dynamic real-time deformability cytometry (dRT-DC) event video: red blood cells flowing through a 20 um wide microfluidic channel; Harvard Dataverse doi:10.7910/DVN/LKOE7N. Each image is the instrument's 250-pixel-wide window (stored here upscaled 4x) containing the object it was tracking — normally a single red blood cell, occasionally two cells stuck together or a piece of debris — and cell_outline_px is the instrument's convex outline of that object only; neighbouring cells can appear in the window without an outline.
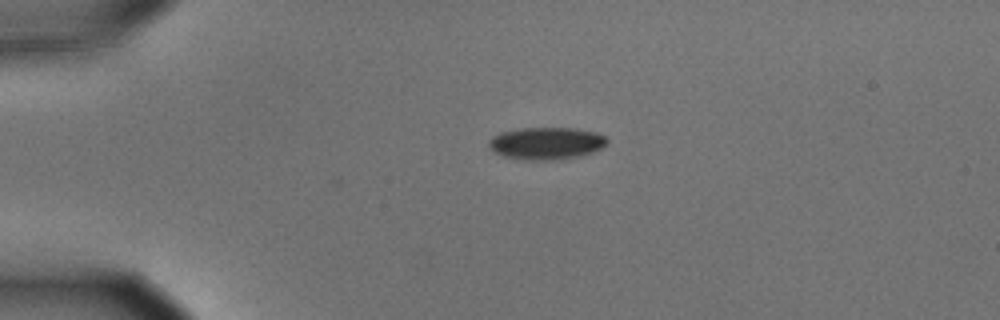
{"species": "common noctule bat (a hibernating species)", "species_latin": "Nyctalus noctula", "temperature_condition": "cold", "stored_images_in_passage": 35, "camera_frame_rate_fps": 3000, "um_per_image_px": 0.085, "animal": {"sex": "male", "body_mass_g": 15.6}, "frame": {"image": 1, "passage_image": 1, "time_ms": 0.0, "image_size_px": [1000, 320], "cell_outline_px": [[608, 140], [600, 148], [592, 152], [580, 156], [560, 160], [520, 160], [504, 156], [488, 148], [488, 140], [492, 136], [500, 132], [524, 128], [572, 128], [592, 132], [604, 136]], "centroid_in_image_um": [46.37, 12.19], "position_along_channel_um": 38.6, "area_um2": 22.2}}
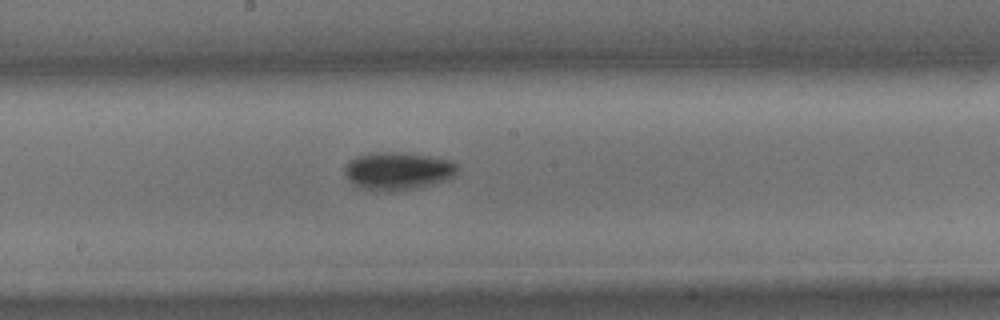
{"frame": {"image": 2, "passage_image": 19, "time_ms": 6.0, "image_size_px": [1000, 320], "cell_outline_px": [[460, 168], [452, 176], [444, 180], [432, 184], [412, 188], [388, 192], [380, 192], [364, 188], [352, 184], [344, 176], [344, 164], [356, 156], [372, 152], [396, 152], [432, 156], [452, 160]], "centroid_in_image_um": [33.77, 14.52], "position_along_channel_um": 214.4, "area_um2": 25.03}}
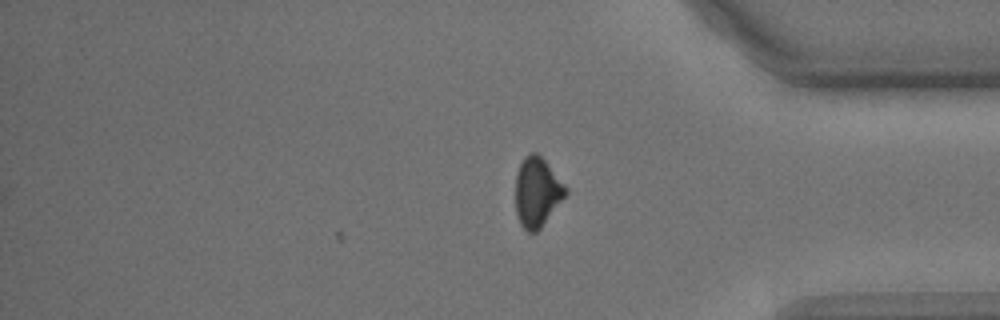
{"frame": {"image": 3, "passage_image": 35, "time_ms": 11.333, "image_size_px": [1000, 320], "cell_outline_px": [[568, 192], [540, 228], [536, 232], [528, 232], [520, 224], [516, 216], [516, 172], [524, 156], [532, 152], [536, 152], [544, 160], [568, 188]], "centroid_in_image_um": [45.64, 16.32], "position_along_channel_um": 389.6, "area_um2": 20.11}, "authors_computed_cell_mechanics": {"area_um2": 23.0622, "velocity_mm_per_s": 3.5478, "shape_relaxation_time_tau1_ms": 2.2942, "shape_relaxation_time_tau2_ms": null, "deformation_change_tau1": 0.1083, "deformation_change_tau2": null}}